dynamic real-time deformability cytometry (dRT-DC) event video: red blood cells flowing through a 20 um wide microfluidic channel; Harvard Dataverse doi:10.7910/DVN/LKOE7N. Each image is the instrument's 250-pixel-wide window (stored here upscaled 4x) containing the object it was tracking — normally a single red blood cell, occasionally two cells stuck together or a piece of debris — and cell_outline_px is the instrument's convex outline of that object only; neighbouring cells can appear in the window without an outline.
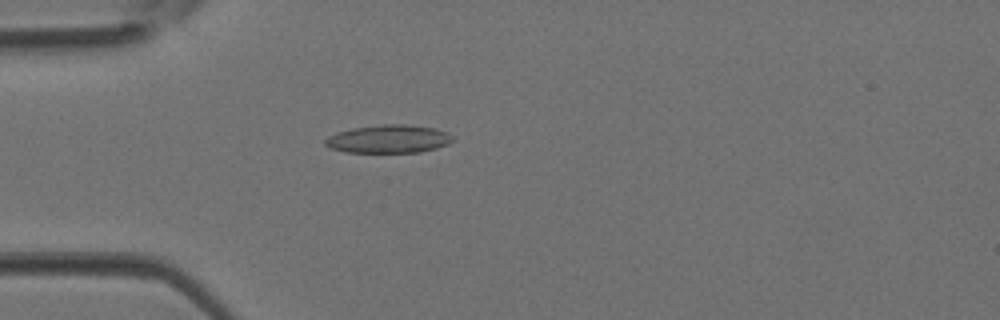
{"species": "Egyptian fruit bat (a non-hibernating species)", "species_latin": "Rousettus aegyptiacus", "temperature_condition": "room temperature", "stored_images_in_passage": 3, "camera_frame_rate_fps": 3000, "um_per_image_px": 0.085, "animal": {"sex": "female"}, "frame": {"image": 1, "passage_image": 3, "time_ms": 0.667, "image_size_px": [1000, 320], "cell_outline_px": [[456, 140], [448, 144], [436, 148], [420, 152], [344, 152], [332, 148], [324, 144], [324, 140], [328, 136], [336, 132], [352, 128], [384, 124], [404, 124], [436, 128], [448, 132]], "centroid_in_image_um": [33.05, 11.81], "position_along_channel_um": 51.9, "area_um2": 21.04}}